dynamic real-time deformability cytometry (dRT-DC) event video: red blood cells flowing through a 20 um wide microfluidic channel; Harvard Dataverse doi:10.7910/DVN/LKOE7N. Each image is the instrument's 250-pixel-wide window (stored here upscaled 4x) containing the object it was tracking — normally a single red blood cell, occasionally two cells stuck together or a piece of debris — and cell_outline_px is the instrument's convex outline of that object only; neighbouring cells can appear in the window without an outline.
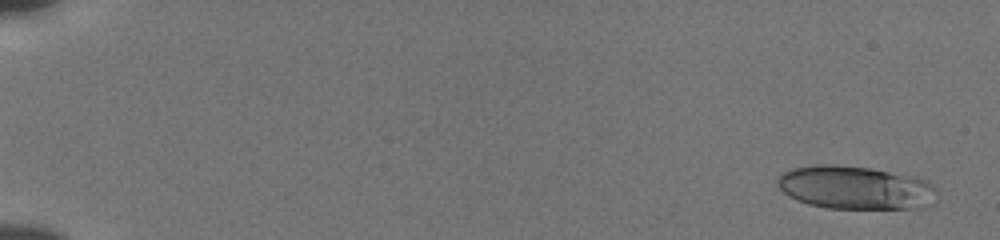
{"species": "human", "species_latin": "Homo sapiens", "temperature_condition": "cold", "stored_images_in_passage": 53, "camera_frame_rate_fps": 3000, "um_per_image_px": 0.085, "donor": {"sex": "male"}, "frame": {"image": 1, "passage_image": 1, "time_ms": 0.0, "image_size_px": [1000, 240], "cell_outline_px": [[936, 192], [924, 208], [828, 208], [808, 204], [796, 200], [788, 196], [776, 184], [776, 180], [784, 172], [792, 168], [812, 164], [836, 164], [868, 168], [912, 176], [924, 180], [932, 184], [936, 188]], "centroid_in_image_um": [72.63, 15.94], "position_along_channel_um": 12.4, "area_um2": 40.0}}
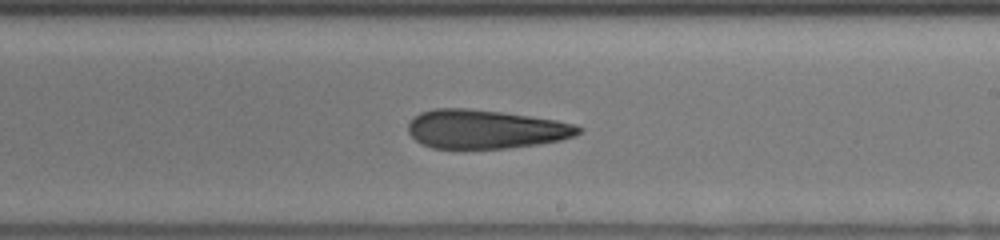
{"frame": {"image": 2, "passage_image": 33, "time_ms": 10.667, "image_size_px": [1000, 240], "cell_outline_px": [[584, 128], [580, 132], [572, 136], [560, 140], [536, 144], [508, 148], [432, 148], [420, 144], [408, 132], [408, 124], [412, 116], [420, 112], [436, 108], [468, 108], [504, 112], [532, 116], [556, 120], [576, 124]], "centroid_in_image_um": [41.24, 10.96], "position_along_channel_um": 247.8, "area_um2": 38.73}}
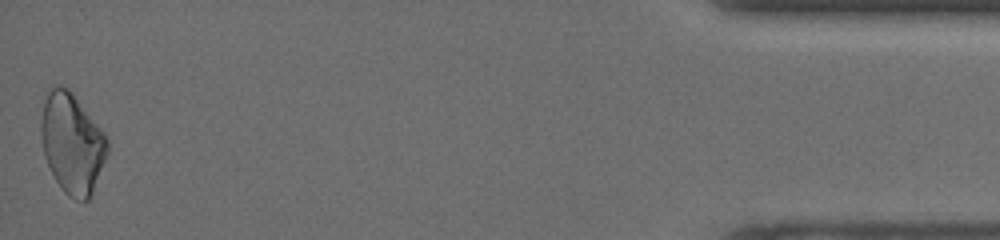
{"frame": {"image": 3, "passage_image": 53, "time_ms": 17.333, "image_size_px": [1000, 240], "cell_outline_px": [[108, 152], [92, 192], [88, 200], [76, 200], [68, 196], [60, 188], [44, 156], [40, 136], [40, 120], [48, 88], [60, 84], [68, 88], [72, 92], [104, 132], [108, 140]], "centroid_in_image_um": [6.11, 12.15], "position_along_channel_um": 429.1, "area_um2": 38.67}, "authors_computed_cell_mechanics": {"area_um2": 38.6682, "velocity_mm_per_s": 3.8505, "shape_relaxation_time_tau1_ms": null, "shape_relaxation_time_tau2_ms": 9.8114, "deformation_change_tau1": null, "deformation_change_tau2": 0.2617}}